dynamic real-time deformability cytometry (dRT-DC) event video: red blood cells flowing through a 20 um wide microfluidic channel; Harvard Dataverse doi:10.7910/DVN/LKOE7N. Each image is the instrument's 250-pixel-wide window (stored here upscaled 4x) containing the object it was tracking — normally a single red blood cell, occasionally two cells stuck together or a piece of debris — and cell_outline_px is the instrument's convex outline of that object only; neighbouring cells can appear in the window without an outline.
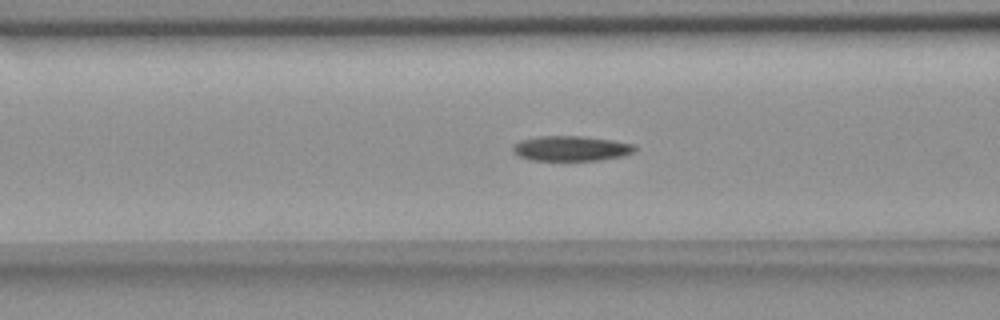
{"species": "common noctule bat (a hibernating species)", "species_latin": "Nyctalus noctula", "temperature_condition": "room temperature", "stored_images_in_passage": 40, "camera_frame_rate_fps": 3000, "um_per_image_px": 0.085, "animal": {"sex": "female", "body_mass_g": 18.4}, "frame": {"image": 1, "passage_image": 6, "time_ms": 1.667, "image_size_px": [1000, 320], "cell_outline_px": [[636, 148], [632, 152], [624, 156], [600, 160], [528, 160], [512, 152], [512, 148], [520, 140], [540, 136], [580, 136], [612, 140], [636, 144]], "centroid_in_image_um": [48.55, 12.62], "position_along_channel_um": 118.0, "area_um2": 17.8}}
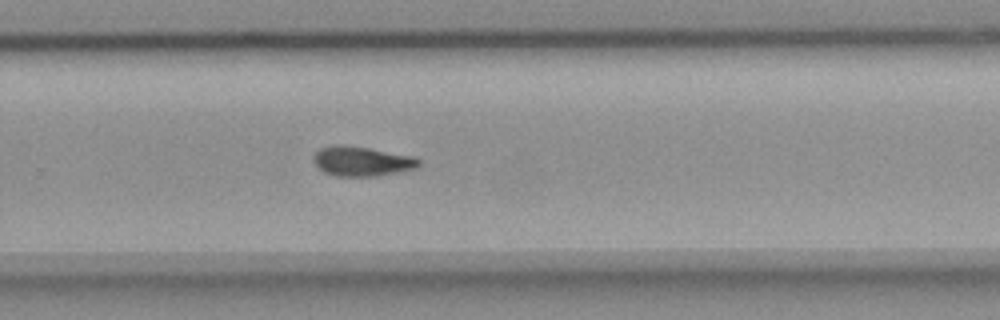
{"frame": {"image": 2, "passage_image": 21, "time_ms": 6.667, "image_size_px": [1000, 320], "cell_outline_px": [[420, 164], [416, 168], [400, 172], [376, 176], [336, 176], [324, 172], [316, 164], [312, 156], [320, 148], [332, 144], [340, 144], [368, 148], [416, 156], [420, 160]], "centroid_in_image_um": [30.78, 13.7], "position_along_channel_um": 299.0, "area_um2": 18.32}}
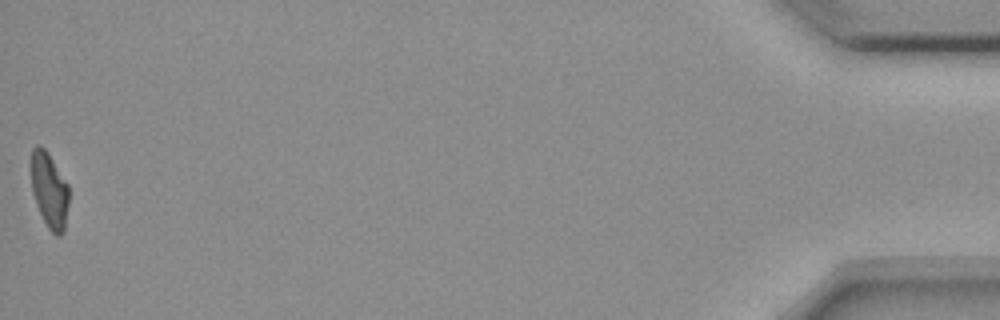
{"frame": {"image": 3, "passage_image": 40, "time_ms": 13.0, "image_size_px": [1000, 320], "cell_outline_px": [[68, 204], [64, 232], [60, 236], [56, 236], [48, 228], [36, 204], [32, 192], [28, 168], [28, 164], [32, 148], [36, 144], [40, 144], [48, 152], [68, 184]], "centroid_in_image_um": [4.14, 16.09], "position_along_channel_um": 431.1, "area_um2": 17.22}}